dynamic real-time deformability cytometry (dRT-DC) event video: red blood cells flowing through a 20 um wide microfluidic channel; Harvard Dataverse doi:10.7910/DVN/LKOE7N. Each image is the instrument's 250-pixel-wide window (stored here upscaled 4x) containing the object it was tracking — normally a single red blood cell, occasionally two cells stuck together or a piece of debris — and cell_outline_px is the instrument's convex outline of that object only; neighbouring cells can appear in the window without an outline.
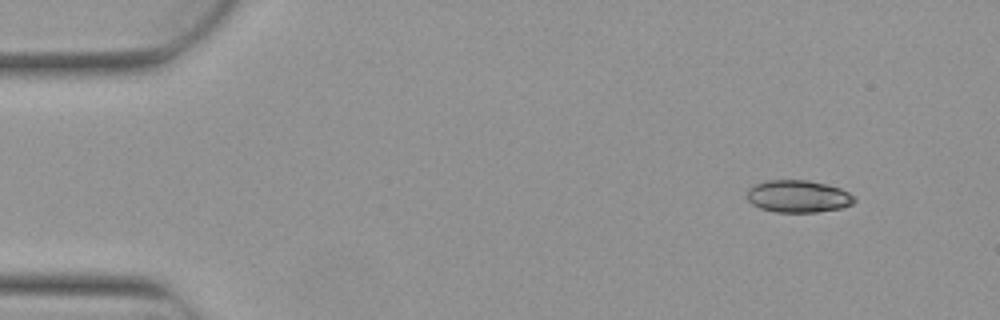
{"species": "Egyptian fruit bat (a non-hibernating species)", "species_latin": "Rousettus aegyptiacus", "temperature_condition": "warm", "stored_images_in_passage": 3, "camera_frame_rate_fps": 3000, "um_per_image_px": 0.085, "animal": {"sex": "female"}, "frame": {"image": 1, "passage_image": 1, "time_ms": 0.0, "image_size_px": [1000, 320], "cell_outline_px": [[856, 200], [852, 204], [844, 208], [816, 212], [776, 212], [760, 208], [752, 204], [748, 200], [748, 188], [764, 180], [808, 180], [828, 184], [840, 188], [856, 196]], "centroid_in_image_um": [67.88, 16.69], "position_along_channel_um": 17.1, "area_um2": 20.4}}